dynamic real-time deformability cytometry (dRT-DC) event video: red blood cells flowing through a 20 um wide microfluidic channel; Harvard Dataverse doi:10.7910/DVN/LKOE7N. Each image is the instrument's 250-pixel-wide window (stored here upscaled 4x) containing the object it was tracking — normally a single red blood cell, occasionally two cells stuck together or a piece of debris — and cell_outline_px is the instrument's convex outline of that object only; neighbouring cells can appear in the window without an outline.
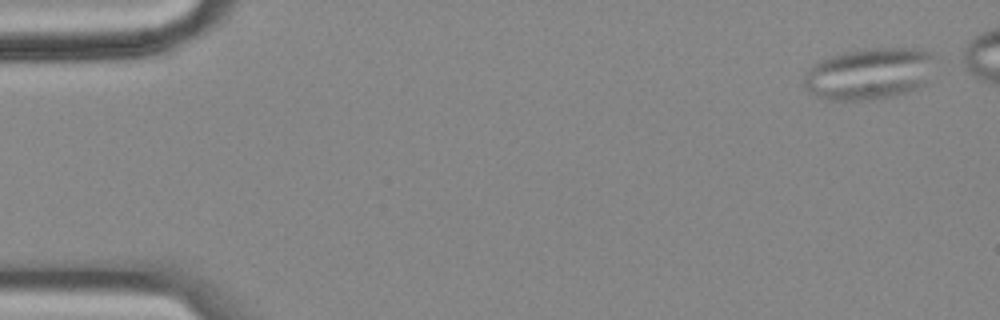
{"species": "common noctule bat (a hibernating species)", "species_latin": "Nyctalus noctula", "temperature_condition": "cold", "stored_images_in_passage": 50, "camera_frame_rate_fps": 3000, "um_per_image_px": 0.085, "animal": {"sex": "female", "body_mass_g": 18.4}, "frame": {"image": 1, "passage_image": 1, "time_ms": 0.0, "image_size_px": [1000, 320], "cell_outline_px": [[940, 60], [928, 84], [920, 88], [908, 92], [892, 96], [864, 100], [828, 100], [816, 96], [804, 88], [804, 72], [812, 64], [820, 60], [844, 52], [864, 48], [916, 48], [932, 52]], "centroid_in_image_um": [73.99, 6.25], "position_along_channel_um": 11.0, "area_um2": 40.69}}
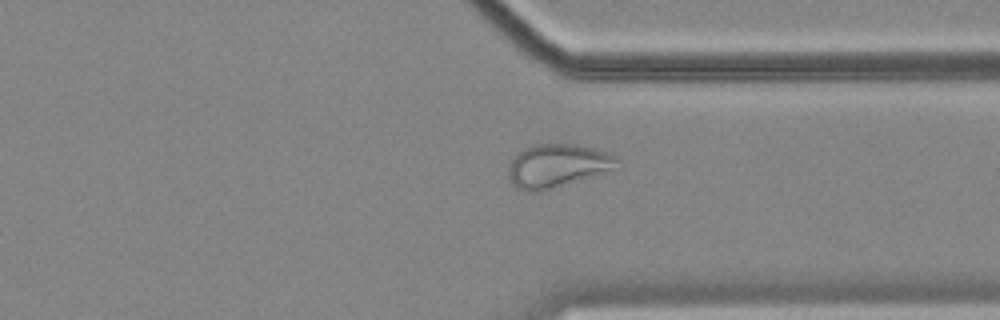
{"frame": {"image": 2, "passage_image": 42, "time_ms": 13.667, "image_size_px": [1000, 320], "cell_outline_px": [[620, 168], [548, 188], [532, 192], [516, 188], [512, 184], [508, 176], [508, 168], [516, 152], [524, 148], [536, 144], [576, 144], [592, 148], [616, 156], [620, 160]], "centroid_in_image_um": [47.37, 14.06], "position_along_channel_um": 364.0, "area_um2": 27.11}}
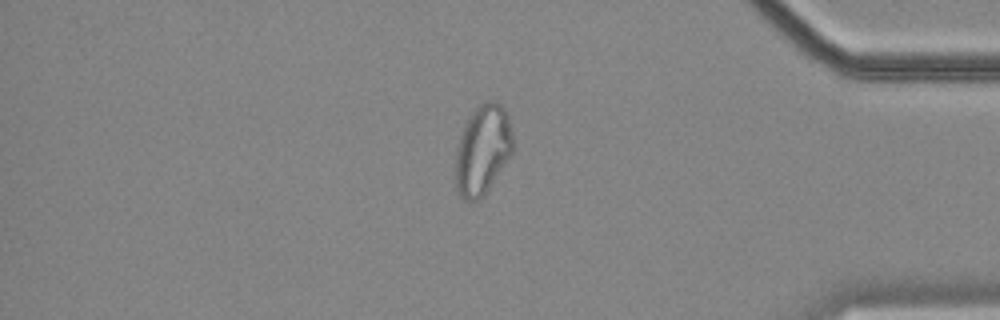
{"frame": {"image": 3, "passage_image": 47, "time_ms": 15.333, "image_size_px": [1000, 320], "cell_outline_px": [[512, 152], [480, 200], [464, 200], [460, 196], [456, 188], [456, 152], [460, 136], [464, 124], [472, 112], [480, 104], [488, 100], [496, 100], [508, 112], [512, 132]], "centroid_in_image_um": [41.02, 12.69], "position_along_channel_um": 394.2, "area_um2": 29.71}}